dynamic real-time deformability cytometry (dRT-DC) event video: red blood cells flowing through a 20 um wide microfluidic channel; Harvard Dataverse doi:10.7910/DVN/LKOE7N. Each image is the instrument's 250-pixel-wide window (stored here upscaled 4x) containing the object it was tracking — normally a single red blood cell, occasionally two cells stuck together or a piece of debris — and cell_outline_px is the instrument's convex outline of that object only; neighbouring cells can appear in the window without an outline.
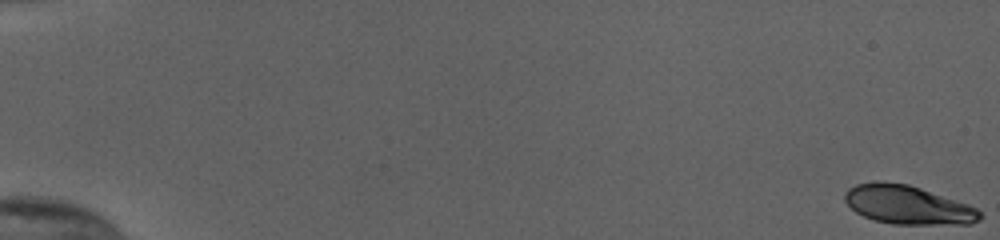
{"species": "human", "species_latin": "Homo sapiens", "temperature_condition": "cold", "stored_images_in_passage": 56, "camera_frame_rate_fps": 3000, "um_per_image_px": 0.085, "donor": {"sex": "female"}, "frame": {"image": 1, "passage_image": 1, "time_ms": 0.0, "image_size_px": [1000, 240], "cell_outline_px": [[984, 216], [980, 220], [972, 224], [892, 224], [876, 220], [864, 216], [856, 212], [844, 200], [844, 192], [848, 188], [856, 184], [876, 180], [880, 180], [908, 184], [968, 204], [976, 208]], "centroid_in_image_um": [77.16, 17.4], "position_along_channel_um": 7.8, "area_um2": 30.58}}
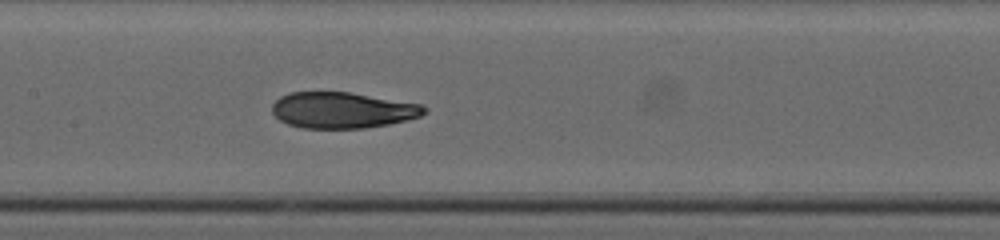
{"frame": {"image": 2, "passage_image": 30, "time_ms": 9.667, "image_size_px": [1000, 240], "cell_outline_px": [[428, 108], [420, 116], [408, 120], [388, 124], [364, 128], [300, 128], [288, 124], [280, 120], [272, 112], [272, 104], [280, 96], [292, 92], [348, 92], [424, 104]], "centroid_in_image_um": [29.12, 9.36], "position_along_channel_um": 178.3, "area_um2": 32.02}}
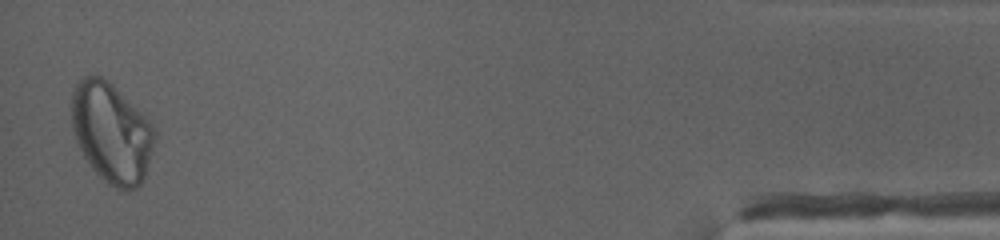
{"frame": {"image": 3, "passage_image": 55, "time_ms": 18.0, "image_size_px": [1000, 240], "cell_outline_px": [[156, 140], [144, 176], [140, 184], [136, 188], [116, 188], [108, 184], [92, 168], [84, 156], [76, 140], [72, 128], [72, 92], [76, 84], [84, 76], [100, 76], [108, 80], [156, 128]], "centroid_in_image_um": [9.48, 11.27], "position_along_channel_um": 425.7, "area_um2": 47.8}, "authors_computed_cell_mechanics": {"area_um2": 32.3102, "velocity_mm_per_s": 3.8425, "shape_relaxation_time_tau1_ms": 7.4574, "shape_relaxation_time_tau2_ms": 1.2968, "deformation_change_tau1": 0.2242, "deformation_change_tau2": 0.0625}}